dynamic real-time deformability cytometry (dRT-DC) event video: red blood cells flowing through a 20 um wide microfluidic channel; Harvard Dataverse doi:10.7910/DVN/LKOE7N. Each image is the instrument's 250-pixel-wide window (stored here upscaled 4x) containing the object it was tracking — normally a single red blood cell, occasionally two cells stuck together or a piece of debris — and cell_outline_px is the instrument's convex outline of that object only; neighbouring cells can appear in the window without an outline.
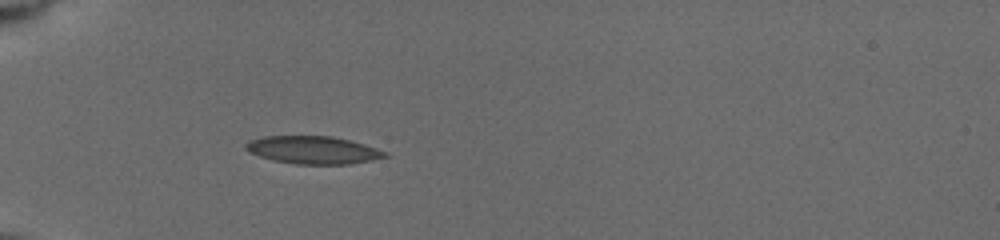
{"species": "common noctule bat (a hibernating species)", "species_latin": "Nyctalus noctula", "temperature_condition": "cold", "stored_images_in_passage": 2, "camera_frame_rate_fps": 3000, "um_per_image_px": 0.085, "animal": {"sex": "female", "body_mass_g": 19.5, "forearm_length_mm": 54.1}, "frame": {"image": 1, "passage_image": 2, "time_ms": 1.0, "image_size_px": [1000, 240], "cell_outline_px": [[388, 156], [372, 160], [348, 164], [296, 164], [272, 160], [248, 152], [244, 148], [244, 144], [248, 140], [264, 136], [332, 136], [348, 140], [388, 152]], "centroid_in_image_um": [26.55, 12.75], "position_along_channel_um": 58.4, "area_um2": 22.43}}